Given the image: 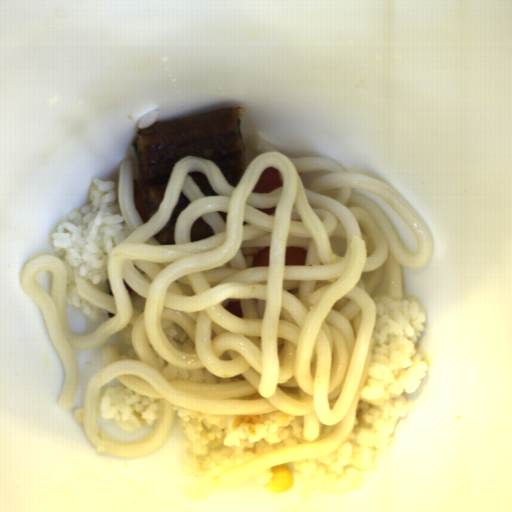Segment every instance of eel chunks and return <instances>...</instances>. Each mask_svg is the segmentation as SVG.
I'll use <instances>...</instances> for the list:
<instances>
[{
    "label": "eel chunks",
    "instance_id": "eel-chunks-1",
    "mask_svg": "<svg viewBox=\"0 0 512 512\" xmlns=\"http://www.w3.org/2000/svg\"><path fill=\"white\" fill-rule=\"evenodd\" d=\"M245 113L240 107H228L138 128L131 144L147 223L163 201L174 166L185 157L213 161L236 188L247 170L241 123Z\"/></svg>",
    "mask_w": 512,
    "mask_h": 512
},
{
    "label": "eel chunks",
    "instance_id": "eel-chunks-2",
    "mask_svg": "<svg viewBox=\"0 0 512 512\" xmlns=\"http://www.w3.org/2000/svg\"><path fill=\"white\" fill-rule=\"evenodd\" d=\"M189 203L190 201L186 195L180 192L167 222L160 231L153 236L163 246L177 245L175 239L176 222L181 212Z\"/></svg>",
    "mask_w": 512,
    "mask_h": 512
},
{
    "label": "eel chunks",
    "instance_id": "eel-chunks-3",
    "mask_svg": "<svg viewBox=\"0 0 512 512\" xmlns=\"http://www.w3.org/2000/svg\"><path fill=\"white\" fill-rule=\"evenodd\" d=\"M214 235H215V233H214L213 228L201 216L194 221V223L191 227L190 241L210 239Z\"/></svg>",
    "mask_w": 512,
    "mask_h": 512
},
{
    "label": "eel chunks",
    "instance_id": "eel-chunks-4",
    "mask_svg": "<svg viewBox=\"0 0 512 512\" xmlns=\"http://www.w3.org/2000/svg\"><path fill=\"white\" fill-rule=\"evenodd\" d=\"M187 175L193 180L203 194L206 195H219L216 194L211 186L206 175L200 171L187 172Z\"/></svg>",
    "mask_w": 512,
    "mask_h": 512
}]
</instances>
